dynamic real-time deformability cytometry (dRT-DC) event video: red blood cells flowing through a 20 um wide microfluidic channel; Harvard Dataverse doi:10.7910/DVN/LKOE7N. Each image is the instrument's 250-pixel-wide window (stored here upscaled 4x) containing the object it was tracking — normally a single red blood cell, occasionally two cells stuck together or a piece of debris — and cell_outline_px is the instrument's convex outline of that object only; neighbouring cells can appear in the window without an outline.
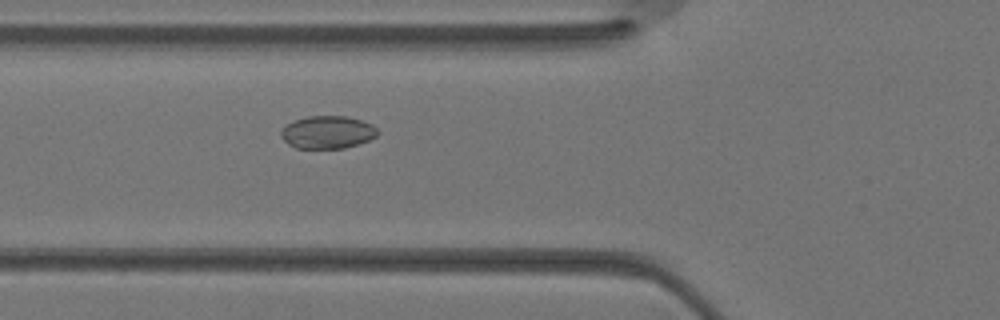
{"species": "Egyptian fruit bat (a non-hibernating species)", "species_latin": "Rousettus aegyptiacus", "temperature_condition": "warm", "stored_images_in_passage": 28, "camera_frame_rate_fps": 3000, "um_per_image_px": 0.085, "animal": {"sex": "female"}, "frame": {"image": 1, "passage_image": 6, "time_ms": 1.667, "image_size_px": [1000, 320], "cell_outline_px": [[380, 132], [376, 136], [368, 140], [344, 148], [296, 148], [288, 144], [280, 136], [280, 132], [288, 124], [296, 120], [308, 116], [344, 116], [360, 120], [372, 124]], "centroid_in_image_um": [27.84, 11.24], "position_along_channel_um": 98.0, "area_um2": 18.21}}
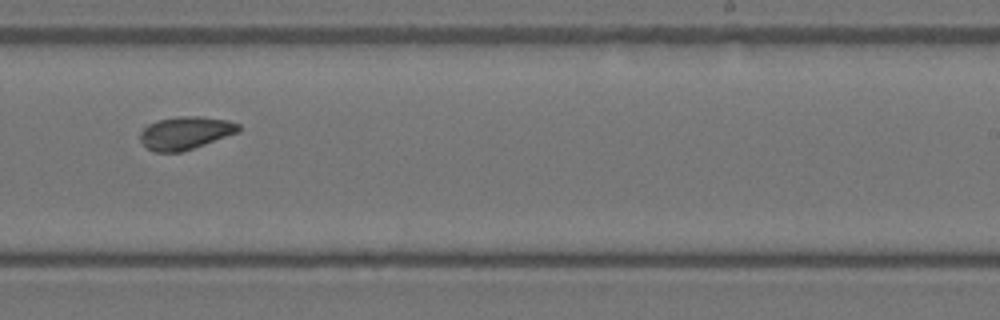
{"frame": {"image": 2, "passage_image": 15, "time_ms": 4.667, "image_size_px": [1000, 320], "cell_outline_px": [[240, 132], [180, 152], [156, 152], [148, 148], [140, 140], [140, 132], [148, 124], [156, 120], [180, 116], [196, 116], [228, 120], [240, 124]], "centroid_in_image_um": [15.76, 11.29], "position_along_channel_um": 273.2, "area_um2": 18.73}}
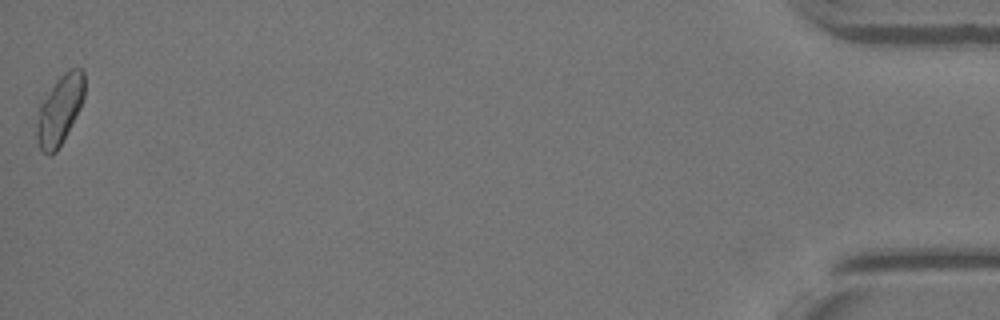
{"frame": {"image": 3, "passage_image": 28, "time_ms": 9.0, "image_size_px": [1000, 320], "cell_outline_px": [[84, 96], [80, 108], [56, 152], [52, 156], [48, 156], [40, 148], [36, 136], [36, 124], [40, 104], [56, 80], [68, 68], [84, 68]], "centroid_in_image_um": [5.07, 9.32], "position_along_channel_um": 430.1, "area_um2": 19.13}}